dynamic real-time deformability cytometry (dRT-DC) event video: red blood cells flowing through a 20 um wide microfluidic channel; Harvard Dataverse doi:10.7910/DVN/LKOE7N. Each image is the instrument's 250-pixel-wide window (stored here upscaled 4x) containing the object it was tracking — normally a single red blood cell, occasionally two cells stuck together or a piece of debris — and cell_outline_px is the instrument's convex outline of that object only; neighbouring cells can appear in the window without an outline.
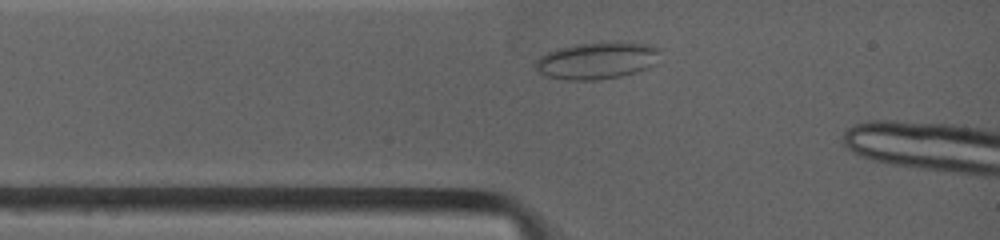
{"species": "common noctule bat (a hibernating species)", "species_latin": "Nyctalus noctula", "temperature_condition": "warm", "stored_images_in_passage": 6, "camera_frame_rate_fps": 4500, "um_per_image_px": 0.085, "animal": {"sex": "female", "body_mass_g": 19.0, "forearm_length_mm": 53.3}, "frame": {"image": 1, "passage_image": 2, "time_ms": 0.667, "image_size_px": [1000, 240], "cell_outline_px": [[660, 52], [652, 64], [644, 68], [632, 72], [616, 76], [588, 80], [568, 80], [548, 76], [540, 72], [536, 68], [536, 60], [540, 56], [556, 48], [576, 44], [648, 44], [660, 48]], "centroid_in_image_um": [50.66, 5.15], "position_along_channel_um": 34.3, "area_um2": 25.49}}
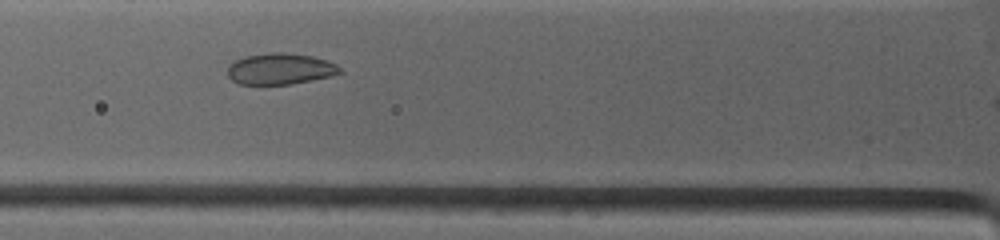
{"frame": {"image": 2, "passage_image": 4, "time_ms": 2.444, "image_size_px": [1000, 240], "cell_outline_px": [[344, 72], [328, 76], [288, 84], [240, 84], [232, 80], [228, 76], [228, 68], [236, 60], [244, 56], [272, 52], [284, 52], [312, 56], [328, 60], [336, 64]], "centroid_in_image_um": [23.82, 5.84], "position_along_channel_um": 102.0, "area_um2": 20.17}}
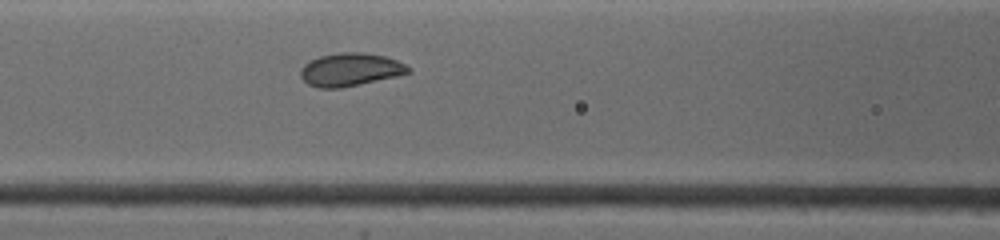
{"frame": {"image": 3, "passage_image": 5, "time_ms": 3.333, "image_size_px": [1000, 240], "cell_outline_px": [[412, 72], [340, 88], [320, 88], [308, 84], [300, 76], [300, 68], [304, 64], [320, 56], [340, 52], [364, 52], [384, 56], [396, 60], [404, 64]], "centroid_in_image_um": [29.73, 5.9], "position_along_channel_um": 136.9, "area_um2": 20.4}}